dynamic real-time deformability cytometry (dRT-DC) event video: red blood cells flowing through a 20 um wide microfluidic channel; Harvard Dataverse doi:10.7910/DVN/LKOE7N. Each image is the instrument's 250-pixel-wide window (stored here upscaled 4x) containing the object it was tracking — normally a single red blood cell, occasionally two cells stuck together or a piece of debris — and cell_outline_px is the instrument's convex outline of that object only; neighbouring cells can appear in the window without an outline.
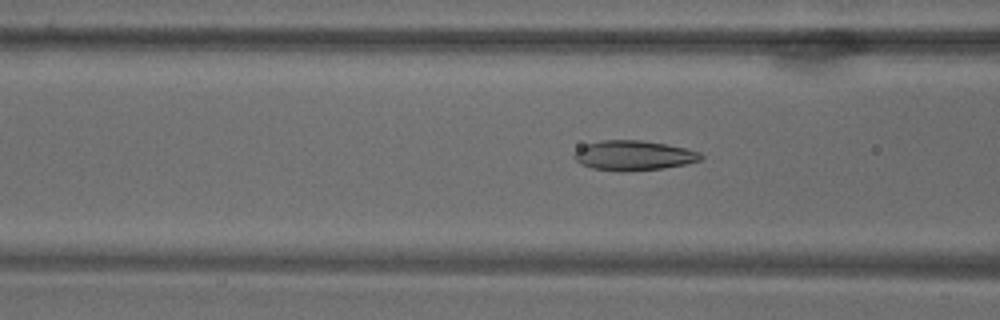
{"species": "common noctule bat (a hibernating species)", "species_latin": "Nyctalus noctula", "temperature_condition": "warm", "stored_images_in_passage": 71, "camera_frame_rate_fps": 3000, "um_per_image_px": 0.085, "animal": {"sex": "male", "body_mass_g": 18.8}, "frame": {"image": 1, "passage_image": 29, "time_ms": 9.333, "image_size_px": [1000, 320], "cell_outline_px": [[704, 156], [700, 160], [684, 164], [664, 168], [624, 172], [620, 172], [592, 168], [580, 164], [572, 156], [580, 148], [588, 144], [604, 140], [640, 140], [668, 144], [700, 152]], "centroid_in_image_um": [53.86, 13.22], "position_along_channel_um": 112.7, "area_um2": 21.96}}
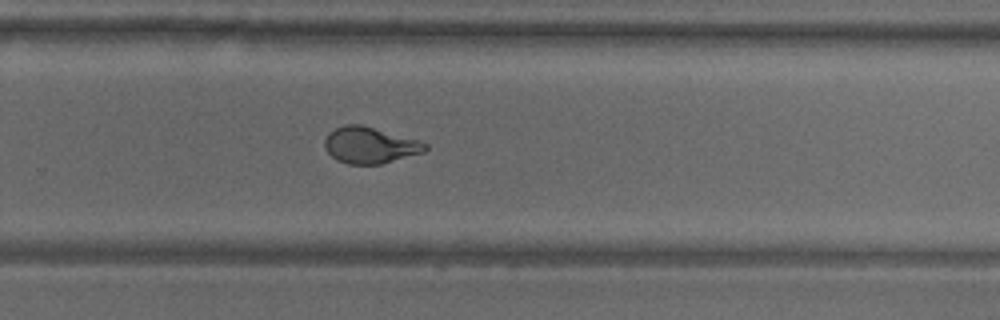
{"frame": {"image": 2, "passage_image": 48, "time_ms": 15.667, "image_size_px": [1000, 320], "cell_outline_px": [[428, 148], [424, 152], [380, 164], [348, 164], [336, 160], [324, 148], [324, 140], [328, 132], [344, 124], [360, 124], [420, 140], [428, 144]], "centroid_in_image_um": [31.43, 12.33], "position_along_channel_um": 298.4, "area_um2": 21.39}}
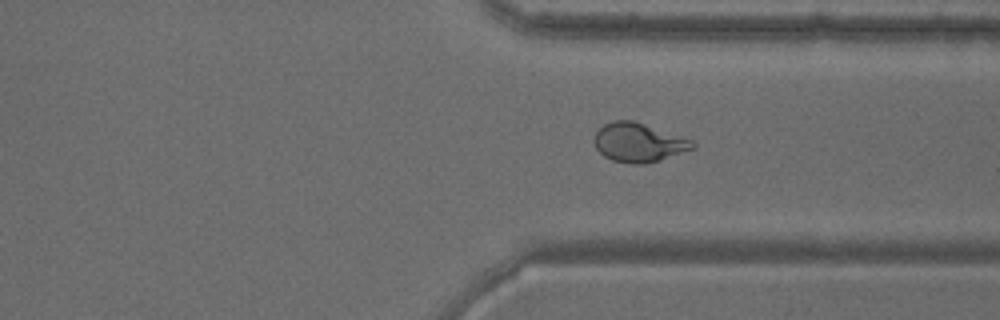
{"frame": {"image": 3, "passage_image": 54, "time_ms": 17.667, "image_size_px": [1000, 320], "cell_outline_px": [[696, 148], [660, 160], [644, 164], [632, 164], [612, 160], [604, 156], [596, 148], [592, 140], [596, 132], [604, 124], [612, 120], [632, 120], [692, 140], [696, 144]], "centroid_in_image_um": [54.26, 12.12], "position_along_channel_um": 357.1, "area_um2": 22.31}}